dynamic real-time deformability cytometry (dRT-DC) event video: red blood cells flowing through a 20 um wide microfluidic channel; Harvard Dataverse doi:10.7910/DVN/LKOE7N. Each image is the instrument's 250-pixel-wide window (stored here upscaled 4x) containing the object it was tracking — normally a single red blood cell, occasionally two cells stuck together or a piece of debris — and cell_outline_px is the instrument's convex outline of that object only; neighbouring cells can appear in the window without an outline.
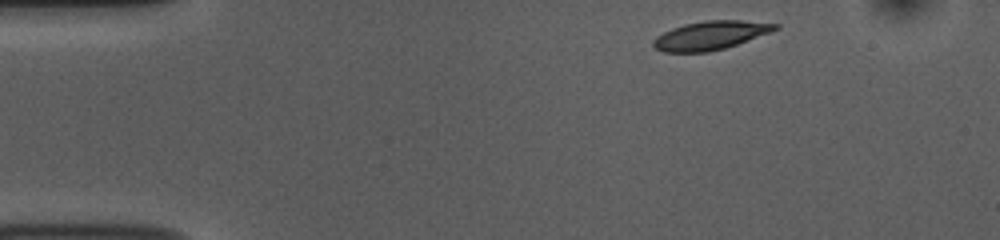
{"species": "common noctule bat (a hibernating species)", "species_latin": "Nyctalus noctula", "temperature_condition": "room temperature", "stored_images_in_passage": 46, "camera_frame_rate_fps": 3000, "um_per_image_px": 0.085, "animal": {"sex": "female", "body_mass_g": 10.0, "forearm_length_mm": 53.1}, "frame": {"image": 1, "passage_image": 1, "time_ms": 0.0, "image_size_px": [1000, 240], "cell_outline_px": [[780, 28], [736, 44], [724, 48], [708, 52], [664, 52], [656, 48], [652, 44], [652, 40], [656, 36], [672, 28], [684, 24], [704, 20], [740, 20], [780, 24]], "centroid_in_image_um": [60.36, 3.0], "position_along_channel_um": 24.6, "area_um2": 20.17}}
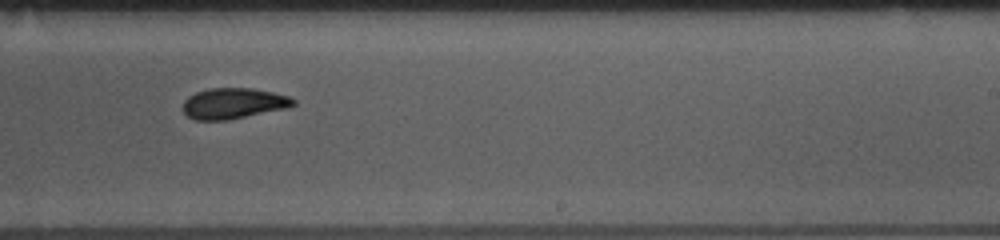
{"frame": {"image": 2, "passage_image": 26, "time_ms": 8.333, "image_size_px": [1000, 240], "cell_outline_px": [[296, 104], [288, 108], [228, 120], [196, 120], [188, 116], [180, 108], [184, 100], [188, 96], [196, 92], [208, 88], [252, 88], [272, 92], [288, 96], [296, 100]], "centroid_in_image_um": [19.82, 8.79], "position_along_channel_um": 269.2, "area_um2": 20.0}}
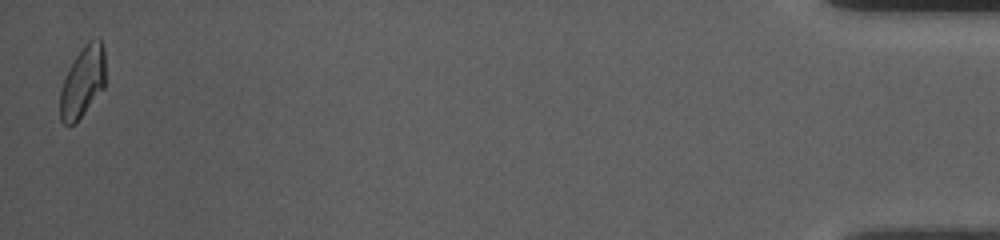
{"frame": {"image": 3, "passage_image": 46, "time_ms": 15.0, "image_size_px": [1000, 240], "cell_outline_px": [[108, 80], [104, 88], [76, 124], [68, 128], [60, 120], [60, 92], [64, 80], [76, 56], [84, 44], [88, 40], [100, 36], [104, 48]], "centroid_in_image_um": [7.09, 6.97], "position_along_channel_um": 428.1, "area_um2": 19.48}, "authors_computed_cell_mechanics": {"area_um2": 20.1433, "velocity_mm_per_s": 3.7487, "shape_relaxation_time_tau1_ms": 4.3828, "shape_relaxation_time_tau2_ms": 2.9189, "deformation_change_tau1": 0.1475, "deformation_change_tau2": 0.0733}}